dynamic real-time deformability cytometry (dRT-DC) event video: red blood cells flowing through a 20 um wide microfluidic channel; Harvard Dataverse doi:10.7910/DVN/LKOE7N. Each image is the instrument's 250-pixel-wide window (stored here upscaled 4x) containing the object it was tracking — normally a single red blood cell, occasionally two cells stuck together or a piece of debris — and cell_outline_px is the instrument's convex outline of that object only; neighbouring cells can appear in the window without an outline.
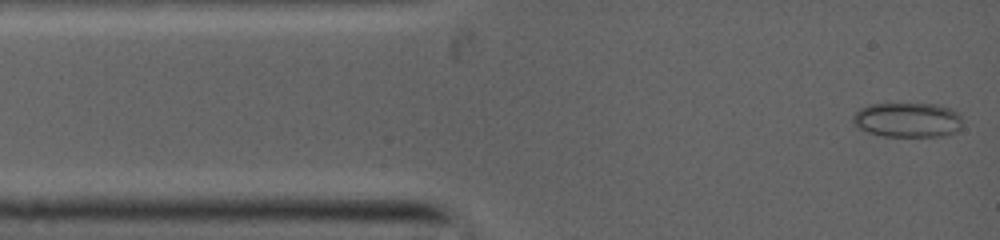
{"species": "common noctule bat (a hibernating species)", "species_latin": "Nyctalus noctula", "temperature_condition": "warm", "stored_images_in_passage": 35, "camera_frame_rate_fps": 5000, "um_per_image_px": 0.085, "animal": {"sex": "female", "body_mass_g": 19.0, "forearm_length_mm": 53.3}, "frame": {"image": 1, "passage_image": 1, "time_ms": 0.0, "image_size_px": [1000, 240], "cell_outline_px": [[960, 124], [952, 132], [936, 136], [884, 136], [860, 128], [852, 120], [856, 112], [860, 108], [868, 104], [888, 100], [936, 104], [948, 108], [956, 112], [960, 116]], "centroid_in_image_um": [77.06, 10.11], "position_along_channel_um": 7.9, "area_um2": 22.43}}
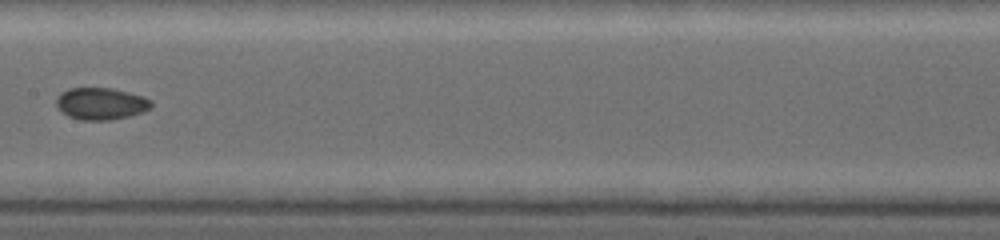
{"frame": {"image": 2, "passage_image": 17, "time_ms": 5.6, "image_size_px": [1000, 240], "cell_outline_px": [[152, 104], [148, 108], [140, 112], [128, 116], [108, 120], [84, 120], [68, 116], [56, 104], [56, 100], [64, 92], [72, 88], [108, 88], [140, 96], [148, 100]], "centroid_in_image_um": [8.54, 8.82], "position_along_channel_um": 198.9, "area_um2": 16.82}}
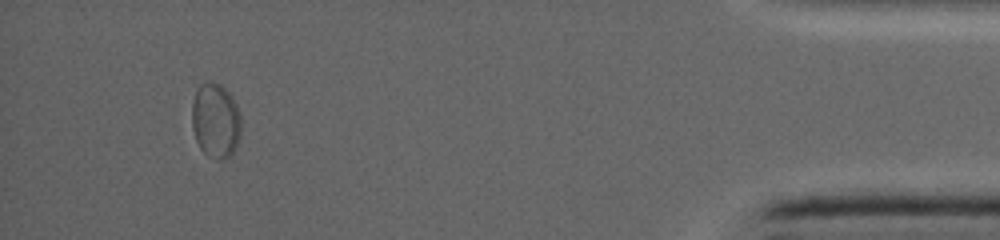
{"frame": {"image": 3, "passage_image": 31, "time_ms": 12.4, "image_size_px": [1000, 240], "cell_outline_px": [[240, 132], [236, 144], [232, 152], [228, 156], [208, 156], [200, 148], [196, 140], [192, 124], [192, 104], [196, 88], [200, 84], [220, 84], [232, 96], [236, 104], [240, 116]], "centroid_in_image_um": [18.3, 10.2], "position_along_channel_um": 416.9, "area_um2": 20.75}}